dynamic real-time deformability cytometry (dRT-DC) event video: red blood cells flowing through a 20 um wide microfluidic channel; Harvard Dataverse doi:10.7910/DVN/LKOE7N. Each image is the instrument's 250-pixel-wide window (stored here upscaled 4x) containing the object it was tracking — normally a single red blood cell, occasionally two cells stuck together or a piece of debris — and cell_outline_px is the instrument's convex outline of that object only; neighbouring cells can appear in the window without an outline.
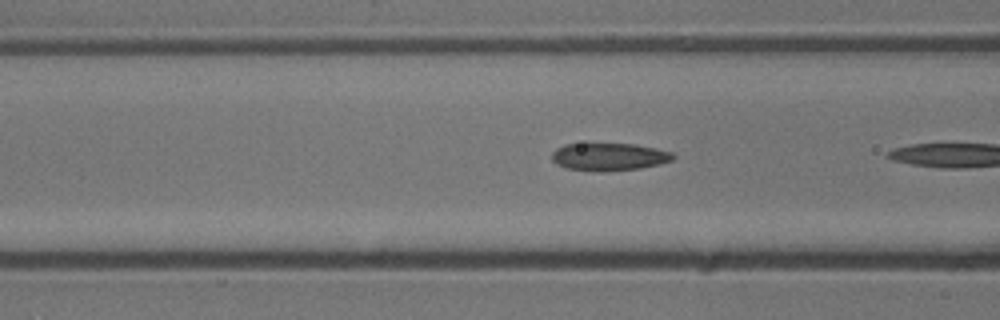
{"species": "common noctule bat (a hibernating species)", "species_latin": "Nyctalus noctula", "temperature_condition": "cold", "stored_images_in_passage": 6, "camera_frame_rate_fps": 3000, "um_per_image_px": 0.085, "animal": {"sex": "male", "body_mass_g": 13.3}, "frame": {"image": 1, "passage_image": 5, "time_ms": 1.333, "image_size_px": [1000, 320], "cell_outline_px": [[676, 156], [672, 160], [660, 164], [640, 168], [600, 172], [564, 168], [556, 164], [552, 160], [552, 152], [556, 148], [564, 144], [588, 140], [636, 144], [656, 148], [672, 152]], "centroid_in_image_um": [51.71, 13.27], "position_along_channel_um": 114.9, "area_um2": 20.69}}